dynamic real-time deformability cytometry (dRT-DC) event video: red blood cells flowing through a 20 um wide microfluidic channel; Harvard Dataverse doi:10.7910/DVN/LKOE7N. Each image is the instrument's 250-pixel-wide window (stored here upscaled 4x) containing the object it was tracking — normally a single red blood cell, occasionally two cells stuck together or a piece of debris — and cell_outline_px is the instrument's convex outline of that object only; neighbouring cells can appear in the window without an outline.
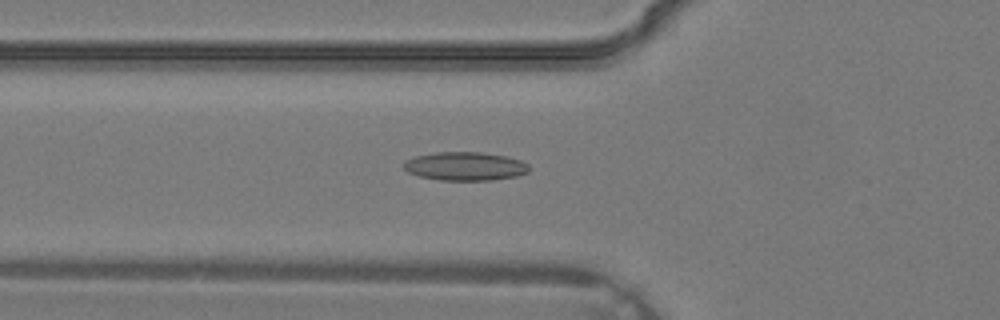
{"species": "common noctule bat (a hibernating species)", "species_latin": "Nyctalus noctula", "temperature_condition": "warm", "stored_images_in_passage": 37, "camera_frame_rate_fps": 3000, "um_per_image_px": 0.085, "animal": {"sex": "male", "body_mass_g": 19.2, "forearm_length_mm": 51.8}, "frame": {"image": 1, "passage_image": 14, "time_ms": 4.333, "image_size_px": [1000, 320], "cell_outline_px": [[528, 172], [516, 176], [492, 180], [440, 180], [420, 176], [408, 172], [400, 164], [404, 160], [416, 156], [436, 152], [480, 152], [504, 156], [520, 160], [528, 164]], "centroid_in_image_um": [39.49, 14.13], "position_along_channel_um": 86.3, "area_um2": 20.81}}
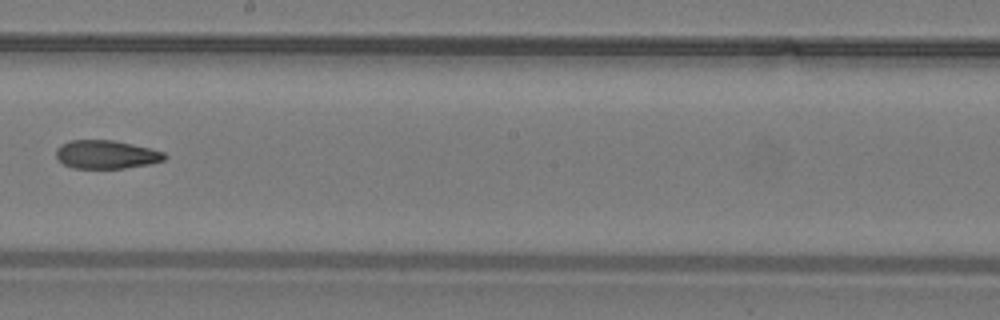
{"frame": {"image": 2, "passage_image": 22, "time_ms": 7.0, "image_size_px": [1000, 320], "cell_outline_px": [[168, 156], [164, 160], [152, 164], [124, 168], [72, 168], [64, 164], [56, 156], [56, 148], [60, 144], [72, 140], [116, 140], [152, 148], [164, 152]], "centroid_in_image_um": [9.07, 13.12], "position_along_channel_um": 239.1, "area_um2": 18.21}}
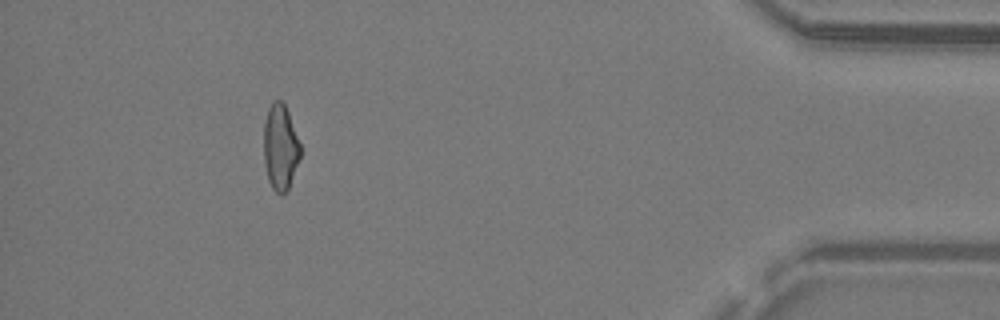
{"frame": {"image": 3, "passage_image": 34, "time_ms": 11.0, "image_size_px": [1000, 320], "cell_outline_px": [[300, 156], [288, 188], [284, 192], [276, 192], [272, 188], [268, 180], [264, 164], [264, 120], [268, 108], [272, 100], [280, 100], [284, 104], [288, 112], [300, 144]], "centroid_in_image_um": [23.8, 12.47], "position_along_channel_um": 411.4, "area_um2": 18.03}}